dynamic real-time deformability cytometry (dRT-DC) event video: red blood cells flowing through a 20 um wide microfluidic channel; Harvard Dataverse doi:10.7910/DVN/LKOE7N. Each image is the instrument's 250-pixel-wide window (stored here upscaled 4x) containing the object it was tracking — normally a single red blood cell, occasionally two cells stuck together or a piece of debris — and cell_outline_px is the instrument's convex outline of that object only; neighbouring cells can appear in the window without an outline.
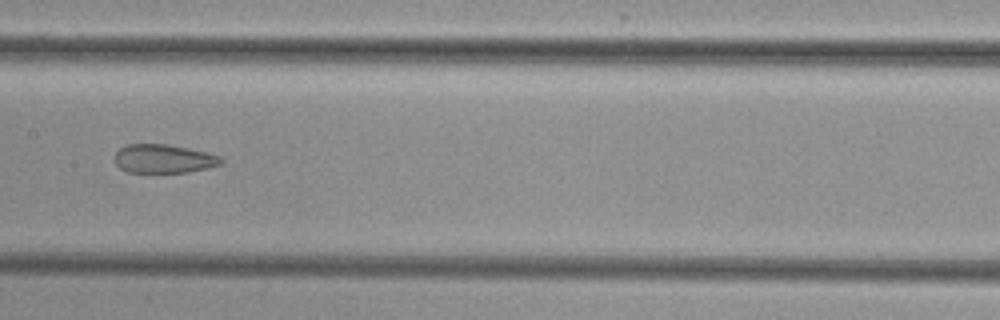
{"species": "common noctule bat (a hibernating species)", "species_latin": "Nyctalus noctula", "temperature_condition": "cold", "stored_images_in_passage": 8, "camera_frame_rate_fps": 3000, "um_per_image_px": 0.085, "animal": {"sex": "female", "body_mass_g": 29.2, "forearm_length_mm": 56.3}, "frame": {"image": 1, "passage_image": 8, "time_ms": 9.0, "image_size_px": [1000, 320], "cell_outline_px": [[224, 164], [208, 168], [188, 172], [128, 172], [120, 168], [112, 160], [112, 156], [120, 148], [128, 144], [168, 144], [188, 148], [220, 156], [224, 160]], "centroid_in_image_um": [13.89, 13.49], "position_along_channel_um": 193.5, "area_um2": 17.98}}